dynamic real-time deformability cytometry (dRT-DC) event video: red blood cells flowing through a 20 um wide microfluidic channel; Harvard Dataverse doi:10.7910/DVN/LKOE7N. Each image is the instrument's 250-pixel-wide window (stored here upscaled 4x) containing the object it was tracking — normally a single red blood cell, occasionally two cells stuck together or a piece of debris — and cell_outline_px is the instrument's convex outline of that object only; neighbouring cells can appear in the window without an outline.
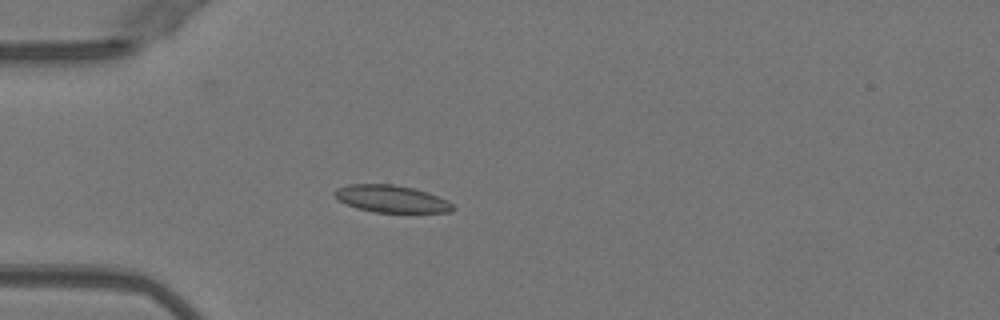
{"species": "Egyptian fruit bat (a non-hibernating species)", "species_latin": "Rousettus aegyptiacus", "temperature_condition": "warm", "stored_images_in_passage": 42, "camera_frame_rate_fps": 3000, "um_per_image_px": 0.085, "animal": {"sex": "female"}, "frame": {"image": 1, "passage_image": 14, "time_ms": 4.333, "image_size_px": [1000, 320], "cell_outline_px": [[456, 208], [452, 212], [372, 212], [356, 208], [340, 200], [332, 192], [336, 188], [348, 184], [392, 184], [412, 188], [448, 200]], "centroid_in_image_um": [33.25, 16.9], "position_along_channel_um": 51.7, "area_um2": 18.55}}
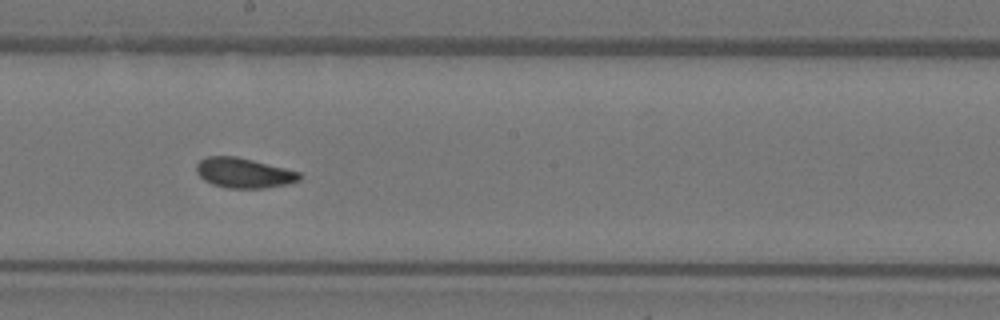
{"frame": {"image": 2, "passage_image": 28, "time_ms": 9.0, "image_size_px": [1000, 320], "cell_outline_px": [[304, 176], [300, 180], [288, 184], [264, 188], [228, 188], [212, 184], [204, 180], [196, 172], [196, 164], [200, 160], [208, 156], [236, 156], [300, 172]], "centroid_in_image_um": [20.73, 14.7], "position_along_channel_um": 227.5, "area_um2": 18.03}}
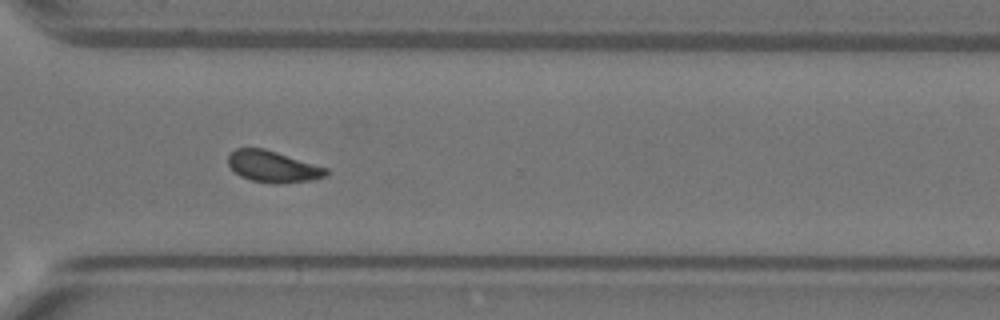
{"frame": {"image": 3, "passage_image": 37, "time_ms": 12.0, "image_size_px": [1000, 320], "cell_outline_px": [[328, 176], [312, 180], [280, 184], [252, 180], [240, 176], [228, 164], [228, 156], [236, 148], [264, 148], [328, 168]], "centroid_in_image_um": [23.23, 14.16], "position_along_channel_um": 347.4, "area_um2": 17.86}, "authors_computed_cell_mechanics": {"area_um2": 18.3226, "velocity_mm_per_s": 4.0102, "shape_relaxation_time_tau1_ms": 5.2757, "shape_relaxation_time_tau2_ms": 1.4912, "deformation_change_tau1": 0.1409, "deformation_change_tau2": 0.0615}}